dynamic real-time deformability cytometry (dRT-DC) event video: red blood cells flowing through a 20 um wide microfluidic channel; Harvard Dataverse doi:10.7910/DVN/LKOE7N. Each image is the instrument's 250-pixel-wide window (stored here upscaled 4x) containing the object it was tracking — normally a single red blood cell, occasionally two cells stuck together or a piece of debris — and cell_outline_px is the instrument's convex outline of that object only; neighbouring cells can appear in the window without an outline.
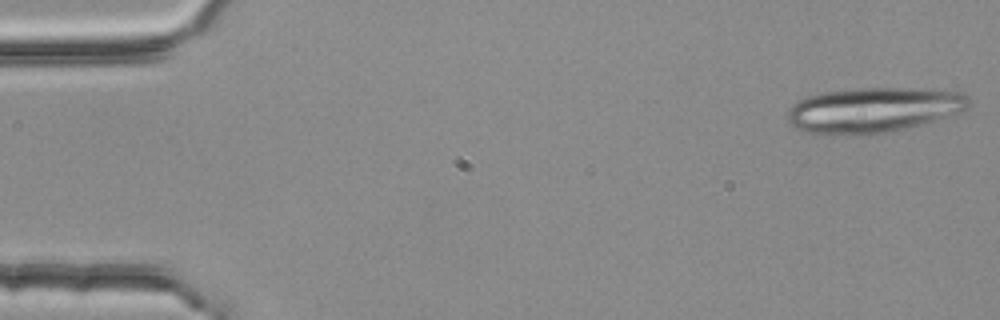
{"species": "common noctule bat (a hibernating species)", "species_latin": "Nyctalus noctula", "temperature_condition": "room temperature", "stored_images_in_passage": 4, "camera_frame_rate_fps": 3000, "um_per_image_px": 0.085, "animal": {"sex": "female", "body_mass_g": 25.1}, "frame": {"image": 1, "passage_image": 1, "time_ms": 0.0, "image_size_px": [1000, 320], "cell_outline_px": [[968, 108], [960, 112], [920, 124], [904, 128], [884, 132], [856, 136], [824, 136], [808, 132], [796, 128], [788, 124], [788, 108], [792, 104], [808, 96], [820, 92], [856, 88], [908, 88], [960, 92], [968, 96]], "centroid_in_image_um": [74.14, 9.36], "position_along_channel_um": 10.9, "area_um2": 47.92}}